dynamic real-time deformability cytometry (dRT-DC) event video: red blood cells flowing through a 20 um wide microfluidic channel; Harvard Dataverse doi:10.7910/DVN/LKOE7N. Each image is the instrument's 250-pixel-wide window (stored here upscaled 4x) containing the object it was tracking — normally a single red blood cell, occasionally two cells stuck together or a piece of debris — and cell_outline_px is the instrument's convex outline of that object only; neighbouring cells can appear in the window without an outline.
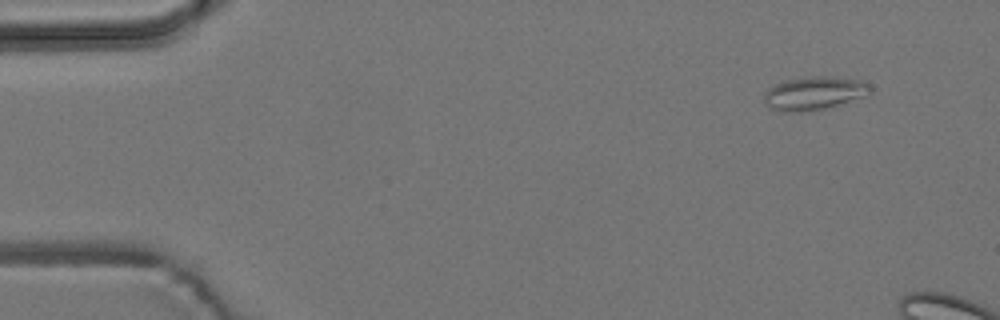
{"species": "common noctule bat (a hibernating species)", "species_latin": "Nyctalus noctula", "temperature_condition": "room temperature", "stored_images_in_passage": 5, "camera_frame_rate_fps": 3000, "um_per_image_px": 0.085, "animal": {"sex": "male", "body_mass_g": 19.2, "forearm_length_mm": 51.8}, "frame": {"image": 1, "passage_image": 1, "time_ms": 0.0, "image_size_px": [1000, 320], "cell_outline_px": [[872, 92], [868, 96], [824, 108], [788, 112], [784, 112], [772, 108], [764, 104], [764, 92], [768, 88], [784, 80], [812, 76], [836, 76], [864, 80], [872, 88]], "centroid_in_image_um": [69.25, 7.89], "position_along_channel_um": 15.8, "area_um2": 20.75}}